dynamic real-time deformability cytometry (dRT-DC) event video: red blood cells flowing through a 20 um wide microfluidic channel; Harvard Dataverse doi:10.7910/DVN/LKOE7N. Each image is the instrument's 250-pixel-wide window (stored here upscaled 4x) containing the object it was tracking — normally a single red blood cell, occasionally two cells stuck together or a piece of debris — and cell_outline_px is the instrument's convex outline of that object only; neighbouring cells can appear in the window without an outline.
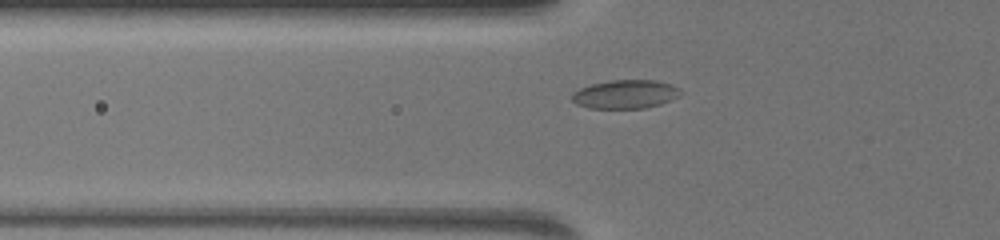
{"species": "common noctule bat (a hibernating species)", "species_latin": "Nyctalus noctula", "temperature_condition": "warm", "stored_images_in_passage": 47, "camera_frame_rate_fps": 3000, "um_per_image_px": 0.085, "animal": {"sex": "female", "body_mass_g": 19.5, "forearm_length_mm": 54.1}, "frame": {"image": 1, "passage_image": 6, "time_ms": 1.667, "image_size_px": [1000, 240], "cell_outline_px": [[680, 96], [660, 104], [644, 108], [588, 108], [576, 104], [572, 100], [572, 92], [580, 88], [592, 84], [608, 80], [656, 80], [672, 84], [680, 88]], "centroid_in_image_um": [53.15, 8.0], "position_along_channel_um": 72.6, "area_um2": 18.21}}
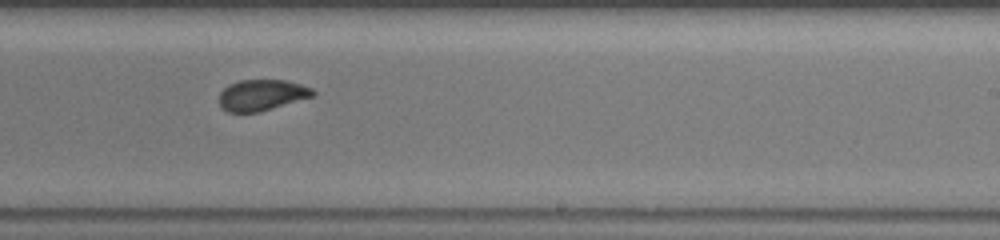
{"frame": {"image": 2, "passage_image": 24, "time_ms": 7.667, "image_size_px": [1000, 240], "cell_outline_px": [[316, 92], [312, 96], [260, 112], [228, 112], [220, 108], [220, 92], [228, 84], [240, 80], [284, 80], [300, 84], [312, 88]], "centroid_in_image_um": [22.22, 8.08], "position_along_channel_um": 266.8, "area_um2": 16.88}}
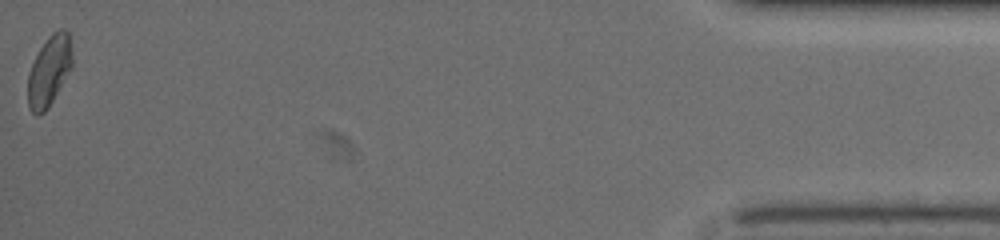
{"frame": {"image": 3, "passage_image": 47, "time_ms": 15.333, "image_size_px": [1000, 240], "cell_outline_px": [[72, 68], [48, 108], [44, 112], [36, 116], [28, 108], [28, 72], [40, 48], [48, 36], [52, 32], [60, 28], [64, 28], [68, 32], [72, 56]], "centroid_in_image_um": [4.18, 6.03], "position_along_channel_um": 431.0, "area_um2": 18.21}}